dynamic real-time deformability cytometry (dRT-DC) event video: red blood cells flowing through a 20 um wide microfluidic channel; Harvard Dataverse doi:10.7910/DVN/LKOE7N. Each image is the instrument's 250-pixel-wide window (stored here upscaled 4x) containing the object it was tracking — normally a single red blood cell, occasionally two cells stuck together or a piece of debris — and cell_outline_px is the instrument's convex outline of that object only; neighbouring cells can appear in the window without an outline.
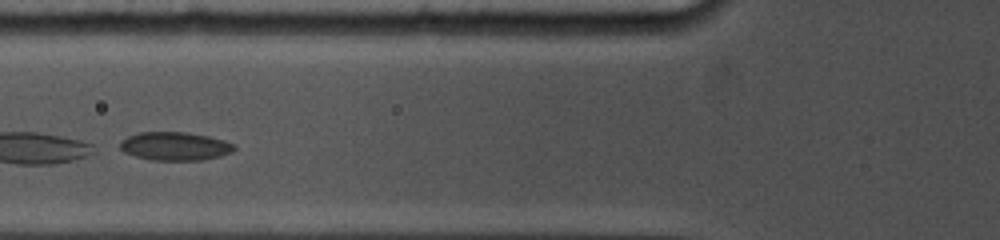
{"species": "common noctule bat (a hibernating species)", "species_latin": "Nyctalus noctula", "temperature_condition": "cold", "stored_images_in_passage": 10, "camera_frame_rate_fps": 5000, "um_per_image_px": 0.085, "animal": {"sex": "female", "body_mass_g": 19.0, "forearm_length_mm": 53.3}, "frame": {"image": 1, "passage_image": 4, "time_ms": 1.2, "image_size_px": [1000, 240], "cell_outline_px": [[236, 148], [232, 152], [220, 156], [200, 160], [152, 160], [136, 156], [124, 152], [120, 148], [120, 140], [136, 132], [188, 132], [208, 136], [224, 140], [236, 144]], "centroid_in_image_um": [14.88, 12.41], "position_along_channel_um": 110.9, "area_um2": 19.02}}
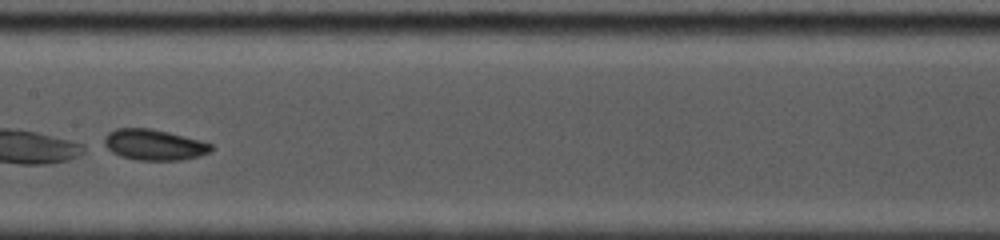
{"frame": {"image": 2, "passage_image": 9, "time_ms": 3.4, "image_size_px": [1000, 240], "cell_outline_px": [[212, 148], [208, 152], [200, 156], [180, 160], [140, 160], [120, 156], [112, 152], [100, 144], [104, 136], [108, 132], [116, 128], [148, 128], [168, 132], [200, 140], [212, 144]], "centroid_in_image_um": [13.02, 12.3], "position_along_channel_um": 194.4, "area_um2": 19.31}}